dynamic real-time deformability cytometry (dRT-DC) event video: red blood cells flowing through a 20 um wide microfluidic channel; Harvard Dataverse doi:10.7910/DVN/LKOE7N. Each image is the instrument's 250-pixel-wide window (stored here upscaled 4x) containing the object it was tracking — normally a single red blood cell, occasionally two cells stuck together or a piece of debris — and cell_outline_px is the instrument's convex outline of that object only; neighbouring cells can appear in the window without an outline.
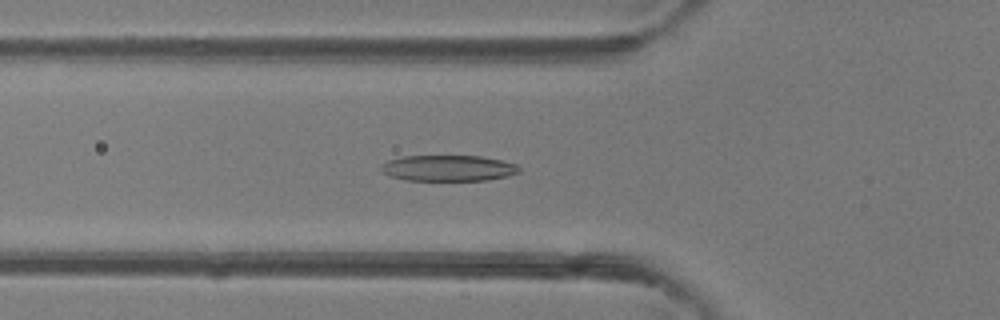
{"species": "common noctule bat (a hibernating species)", "species_latin": "Nyctalus noctula", "temperature_condition": "room temperature", "stored_images_in_passage": 37, "camera_frame_rate_fps": 3000, "um_per_image_px": 0.085, "animal": {"sex": "female"}, "frame": {"image": 1, "passage_image": 6, "time_ms": 1.667, "image_size_px": [1000, 320], "cell_outline_px": [[520, 172], [508, 176], [488, 180], [408, 180], [388, 176], [380, 168], [380, 164], [388, 160], [404, 156], [480, 156], [500, 160], [516, 164], [520, 168]], "centroid_in_image_um": [38.09, 14.29], "position_along_channel_um": 87.7, "area_um2": 20.87}}
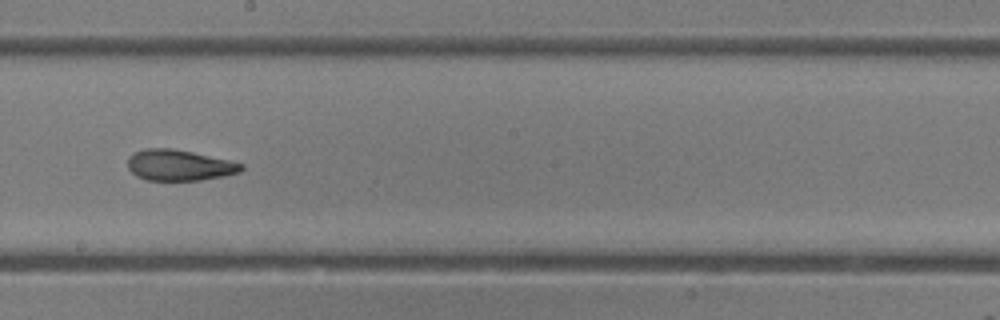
{"frame": {"image": 2, "passage_image": 16, "time_ms": 5.0, "image_size_px": [1000, 320], "cell_outline_px": [[244, 168], [240, 172], [224, 176], [200, 180], [148, 180], [136, 176], [128, 168], [128, 156], [132, 152], [144, 148], [172, 148], [192, 152], [228, 160], [244, 164]], "centroid_in_image_um": [15.21, 14.03], "position_along_channel_um": 233.0, "area_um2": 20.52}}
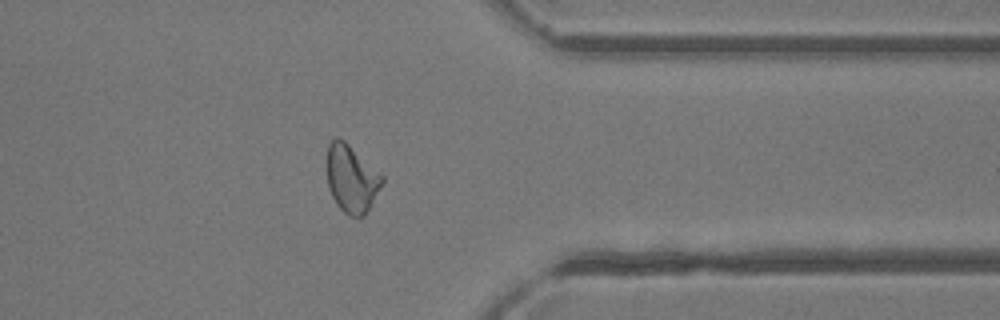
{"frame": {"image": 3, "passage_image": 27, "time_ms": 8.667, "image_size_px": [1000, 320], "cell_outline_px": [[384, 180], [364, 216], [348, 216], [336, 204], [328, 188], [328, 144], [336, 136], [344, 140], [380, 172], [384, 176]], "centroid_in_image_um": [29.88, 15.18], "position_along_channel_um": 381.5, "area_um2": 21.44}, "authors_computed_cell_mechanics": {"area_um2": 21.1548, "velocity_mm_per_s": 4.3313, "shape_relaxation_time_tau1_ms": 4.4366, "shape_relaxation_time_tau2_ms": 1.673, "deformation_change_tau1": 0.1896, "deformation_change_tau2": 0.1007}}